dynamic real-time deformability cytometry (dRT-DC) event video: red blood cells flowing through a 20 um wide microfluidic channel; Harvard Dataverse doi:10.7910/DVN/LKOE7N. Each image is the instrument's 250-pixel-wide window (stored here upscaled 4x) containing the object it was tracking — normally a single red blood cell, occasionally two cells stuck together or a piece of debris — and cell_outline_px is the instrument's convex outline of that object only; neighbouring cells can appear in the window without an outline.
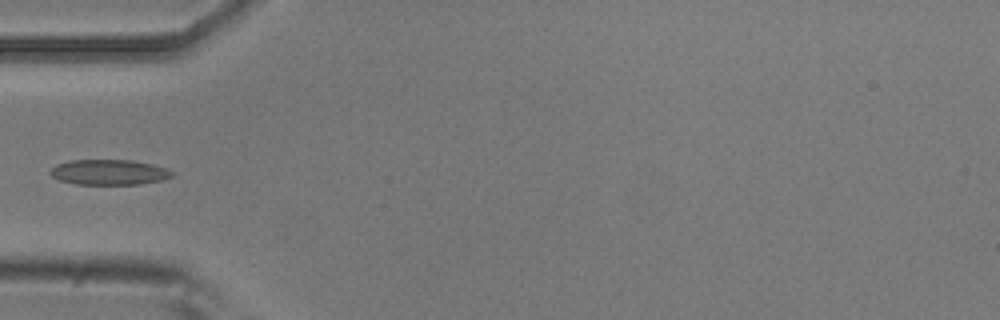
{"species": "common noctule bat (a hibernating species)", "species_latin": "Nyctalus noctula", "temperature_condition": "room temperature", "stored_images_in_passage": 7, "camera_frame_rate_fps": 3000, "um_per_image_px": 0.085, "animal": {"sex": "male", "body_mass_g": 20.5, "forearm_length_mm": 52.5}, "frame": {"image": 1, "passage_image": 5, "time_ms": 1.333, "image_size_px": [1000, 320], "cell_outline_px": [[172, 176], [160, 180], [140, 184], [76, 184], [60, 180], [52, 176], [48, 172], [56, 164], [72, 160], [132, 160], [152, 164], [164, 168], [172, 172]], "centroid_in_image_um": [9.22, 14.63], "position_along_channel_um": 75.8, "area_um2": 17.74}}
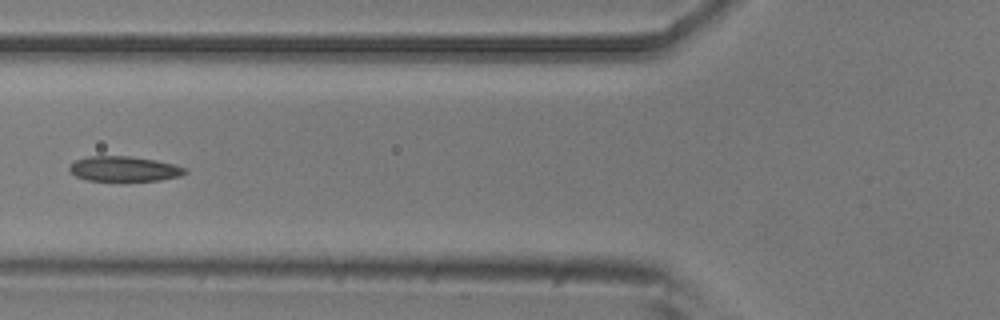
{"frame": {"image": 2, "passage_image": 6, "time_ms": 1.667, "image_size_px": [1000, 320], "cell_outline_px": [[188, 172], [180, 176], [160, 180], [88, 180], [76, 176], [68, 172], [68, 164], [76, 160], [88, 156], [128, 156], [156, 160], [188, 168]], "centroid_in_image_um": [10.52, 14.34], "position_along_channel_um": 115.3, "area_um2": 16.88}}
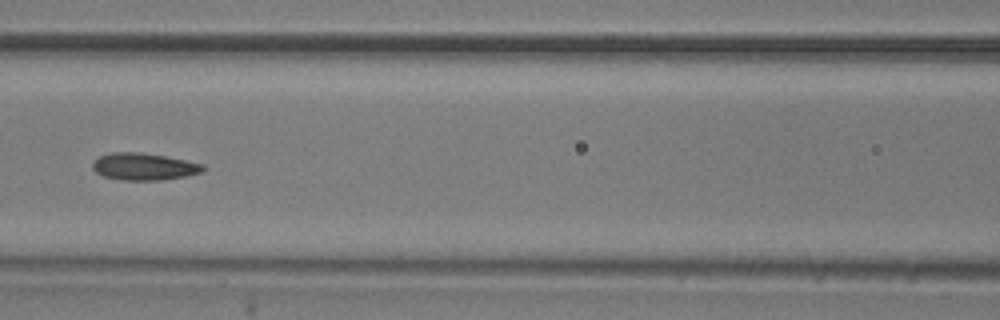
{"frame": {"image": 3, "passage_image": 7, "time_ms": 2.0, "image_size_px": [1000, 320], "cell_outline_px": [[204, 172], [184, 176], [160, 180], [124, 180], [104, 176], [96, 172], [92, 168], [92, 164], [100, 156], [112, 152], [140, 152], [164, 156], [204, 164]], "centroid_in_image_um": [12.24, 14.16], "position_along_channel_um": 154.4, "area_um2": 17.22}}